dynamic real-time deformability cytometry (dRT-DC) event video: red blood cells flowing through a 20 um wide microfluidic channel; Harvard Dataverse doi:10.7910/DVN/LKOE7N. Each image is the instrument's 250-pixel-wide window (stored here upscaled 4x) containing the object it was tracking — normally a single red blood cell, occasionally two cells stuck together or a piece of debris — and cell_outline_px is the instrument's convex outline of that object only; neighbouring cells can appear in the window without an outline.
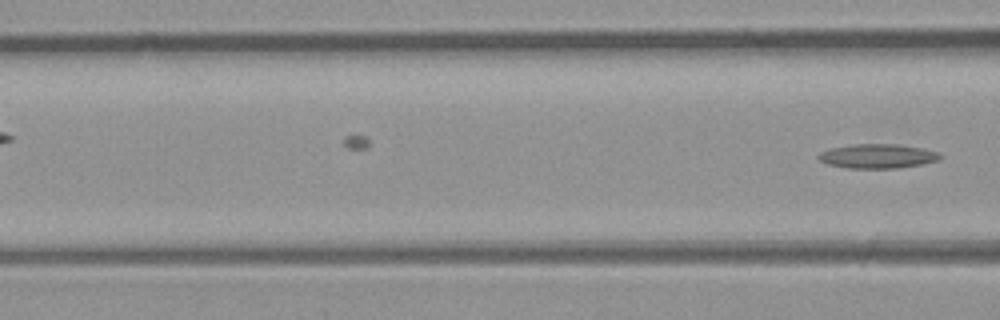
{"species": "common noctule bat (a hibernating species)", "species_latin": "Nyctalus noctula", "temperature_condition": "room temperature", "stored_images_in_passage": 6, "camera_frame_rate_fps": 3000, "um_per_image_px": 0.085, "animal": {"sex": "male", "body_mass_g": 23.1, "forearm_length_mm": 52.7}, "frame": {"image": 1, "passage_image": 6, "time_ms": 1.667, "image_size_px": [1000, 320], "cell_outline_px": [[944, 156], [940, 160], [920, 164], [896, 168], [848, 168], [828, 164], [820, 160], [816, 156], [820, 152], [828, 148], [852, 144], [896, 144], [924, 148], [940, 152]], "centroid_in_image_um": [74.61, 13.26], "position_along_channel_um": 92.0, "area_um2": 17.4}}